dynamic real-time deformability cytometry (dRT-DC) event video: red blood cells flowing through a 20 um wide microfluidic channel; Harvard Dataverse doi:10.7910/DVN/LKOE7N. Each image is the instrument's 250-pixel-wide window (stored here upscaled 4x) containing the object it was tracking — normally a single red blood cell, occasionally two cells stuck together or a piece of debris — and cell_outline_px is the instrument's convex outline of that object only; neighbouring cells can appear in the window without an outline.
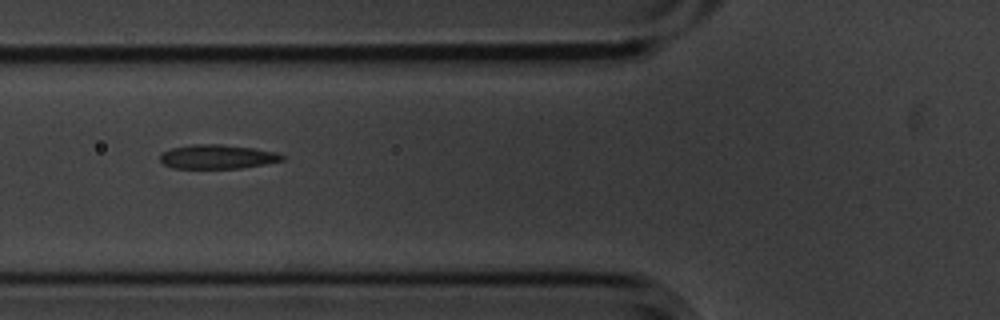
{"species": "common noctule bat (a hibernating species)", "species_latin": "Nyctalus noctula", "temperature_condition": "cold", "stored_images_in_passage": 7, "camera_frame_rate_fps": 3000, "um_per_image_px": 0.085, "animal": {"sex": "male", "body_mass_g": 20.1, "forearm_length_mm": 53.5}, "frame": {"image": 1, "passage_image": 6, "time_ms": 1.667, "image_size_px": [1000, 320], "cell_outline_px": [[284, 160], [264, 164], [240, 168], [172, 168], [164, 164], [160, 160], [160, 152], [172, 148], [192, 144], [224, 144], [252, 148], [276, 152], [284, 156]], "centroid_in_image_um": [18.44, 13.31], "position_along_channel_um": 107.4, "area_um2": 17.17}}
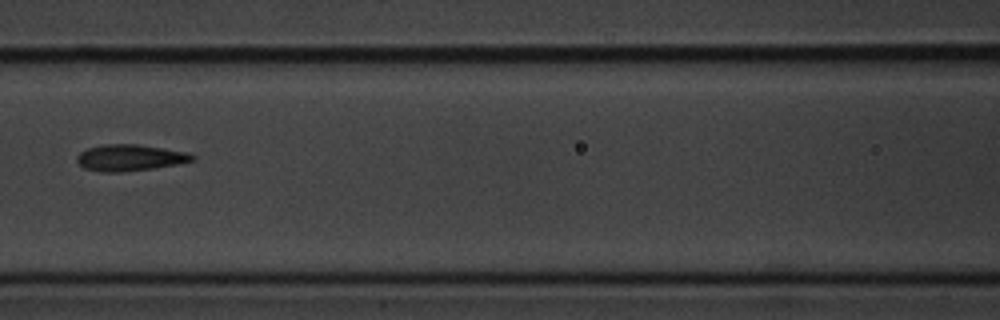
{"frame": {"image": 2, "passage_image": 7, "time_ms": 2.0, "image_size_px": [1000, 320], "cell_outline_px": [[196, 160], [180, 164], [152, 168], [120, 172], [104, 172], [84, 168], [76, 160], [76, 156], [80, 152], [88, 148], [104, 144], [136, 144], [164, 148], [188, 152], [196, 156]], "centroid_in_image_um": [11.08, 13.4], "position_along_channel_um": 155.5, "area_um2": 17.8}}